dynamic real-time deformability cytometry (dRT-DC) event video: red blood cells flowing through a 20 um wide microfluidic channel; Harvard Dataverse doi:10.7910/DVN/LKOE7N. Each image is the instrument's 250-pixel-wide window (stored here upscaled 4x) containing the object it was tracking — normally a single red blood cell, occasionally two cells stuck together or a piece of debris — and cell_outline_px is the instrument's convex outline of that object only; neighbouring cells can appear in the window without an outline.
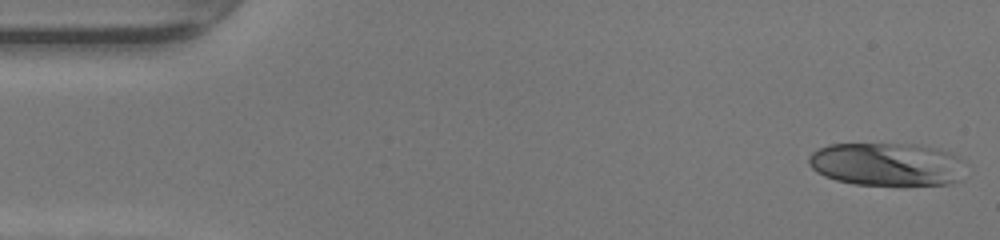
{"species": "human", "species_latin": "Homo sapiens", "temperature_condition": "warm", "stored_images_in_passage": 47, "camera_frame_rate_fps": 3000, "um_per_image_px": 0.085, "donor": {"sex": "female"}, "frame": {"image": 1, "passage_image": 1, "time_ms": 0.0, "image_size_px": [1000, 240], "cell_outline_px": [[960, 180], [948, 184], [852, 184], [836, 180], [824, 176], [816, 172], [808, 164], [808, 156], [812, 152], [828, 144], [916, 144], [952, 152], [960, 160]], "centroid_in_image_um": [75.3, 13.95], "position_along_channel_um": 9.7, "area_um2": 39.02}}
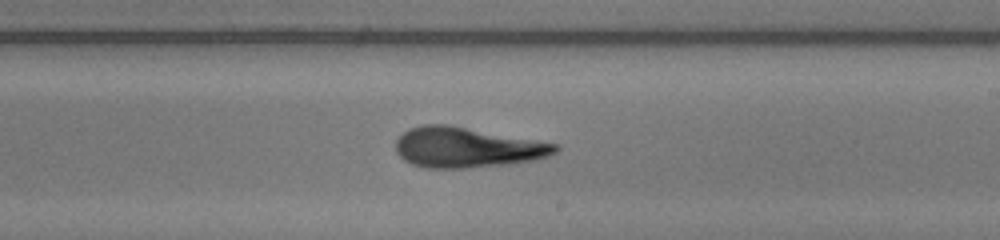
{"frame": {"image": 2, "passage_image": 27, "time_ms": 8.667, "image_size_px": [1000, 240], "cell_outline_px": [[560, 148], [556, 152], [548, 156], [536, 160], [508, 164], [464, 168], [428, 168], [412, 164], [404, 160], [396, 152], [396, 140], [408, 128], [424, 124], [448, 124], [560, 144]], "centroid_in_image_um": [39.71, 12.53], "position_along_channel_um": 249.3, "area_um2": 37.63}}
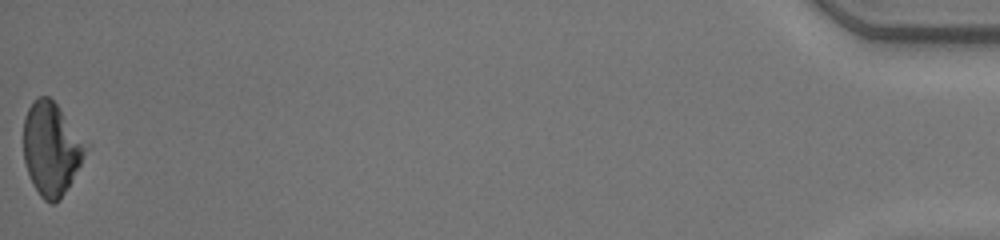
{"frame": {"image": 3, "passage_image": 47, "time_ms": 15.333, "image_size_px": [1000, 240], "cell_outline_px": [[92, 144], [72, 180], [64, 192], [52, 204], [44, 200], [40, 196], [32, 184], [24, 160], [24, 116], [32, 100], [40, 96], [48, 96], [56, 104]], "centroid_in_image_um": [4.41, 12.6], "position_along_channel_um": 430.8, "area_um2": 34.16}, "authors_computed_cell_mechanics": {"area_um2": 36.0094, "velocity_mm_per_s": 4.3167, "shape_relaxation_time_tau1_ms": 5.7174, "shape_relaxation_time_tau2_ms": 1.0647, "deformation_change_tau1": 0.2414, "deformation_change_tau2": 0.0789}}